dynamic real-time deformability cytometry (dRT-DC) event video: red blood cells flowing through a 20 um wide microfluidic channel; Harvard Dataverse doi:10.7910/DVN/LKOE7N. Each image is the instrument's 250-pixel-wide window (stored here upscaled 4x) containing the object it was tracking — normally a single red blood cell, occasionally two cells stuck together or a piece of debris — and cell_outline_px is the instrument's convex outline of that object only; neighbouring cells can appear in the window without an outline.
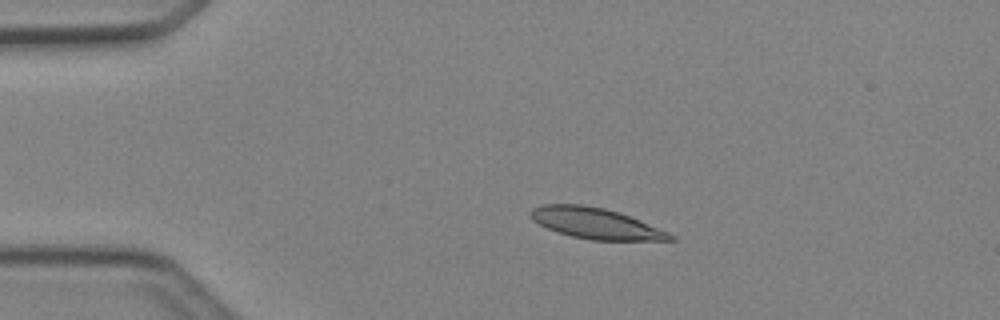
{"species": "Egyptian fruit bat (a non-hibernating species)", "species_latin": "Rousettus aegyptiacus", "temperature_condition": "cold", "stored_images_in_passage": 3, "camera_frame_rate_fps": 3000, "um_per_image_px": 0.085, "animal": {"sex": "female"}, "frame": {"image": 1, "passage_image": 2, "time_ms": 1.0, "image_size_px": [1000, 320], "cell_outline_px": [[676, 240], [592, 240], [572, 236], [548, 228], [532, 220], [528, 216], [528, 212], [532, 208], [544, 204], [580, 204], [604, 208], [628, 216], [668, 232], [676, 236]], "centroid_in_image_um": [50.59, 18.98], "position_along_channel_um": 34.4, "area_um2": 24.74}}